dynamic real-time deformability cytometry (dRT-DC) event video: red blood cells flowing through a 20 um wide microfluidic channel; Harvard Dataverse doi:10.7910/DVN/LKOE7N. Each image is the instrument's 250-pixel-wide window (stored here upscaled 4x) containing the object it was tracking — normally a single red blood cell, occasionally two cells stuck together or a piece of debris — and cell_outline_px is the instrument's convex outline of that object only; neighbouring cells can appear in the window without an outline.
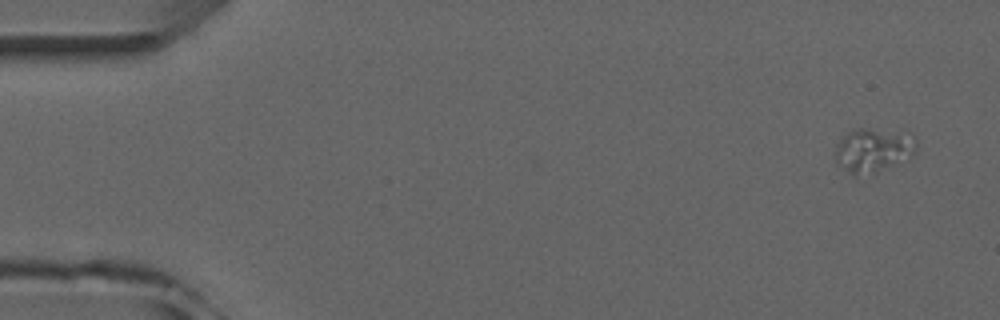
{"species": "common noctule bat (a hibernating species)", "species_latin": "Nyctalus noctula", "temperature_condition": "room temperature", "stored_images_in_passage": 7, "camera_frame_rate_fps": 3000, "um_per_image_px": 0.085, "animal": {"sex": "male", "forearm_length_mm": 52.5}, "frame": {"image": 1, "passage_image": 1, "time_ms": 0.0, "image_size_px": [1000, 320], "cell_outline_px": [[916, 152], [908, 160], [856, 180], [836, 160], [836, 144], [848, 132], [856, 128], [868, 128], [916, 140]], "centroid_in_image_um": [74.15, 12.87], "position_along_channel_um": 10.8, "area_um2": 20.4}}
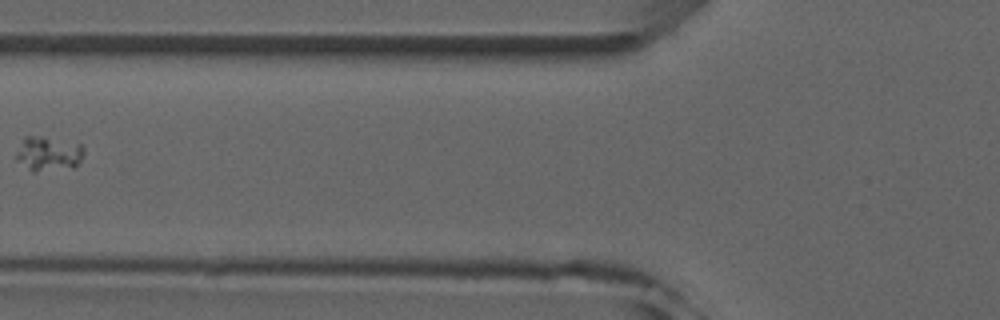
{"frame": {"image": 2, "passage_image": 6, "time_ms": 6.0, "image_size_px": [1000, 320], "cell_outline_px": [[84, 152], [80, 160], [72, 168], [36, 172], [32, 172], [16, 160], [16, 152], [24, 136], [32, 136], [80, 144], [84, 148]], "centroid_in_image_um": [4.08, 13.1], "position_along_channel_um": 121.7, "area_um2": 13.41}}
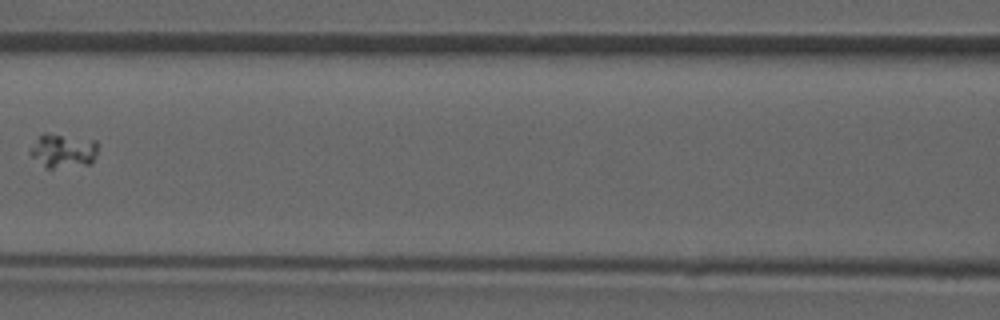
{"frame": {"image": 3, "passage_image": 7, "time_ms": 7.0, "image_size_px": [1000, 320], "cell_outline_px": [[96, 156], [92, 164], [52, 168], [48, 168], [32, 156], [28, 152], [36, 140], [44, 132], [96, 140]], "centroid_in_image_um": [5.39, 12.8], "position_along_channel_um": 161.2, "area_um2": 13.24}}